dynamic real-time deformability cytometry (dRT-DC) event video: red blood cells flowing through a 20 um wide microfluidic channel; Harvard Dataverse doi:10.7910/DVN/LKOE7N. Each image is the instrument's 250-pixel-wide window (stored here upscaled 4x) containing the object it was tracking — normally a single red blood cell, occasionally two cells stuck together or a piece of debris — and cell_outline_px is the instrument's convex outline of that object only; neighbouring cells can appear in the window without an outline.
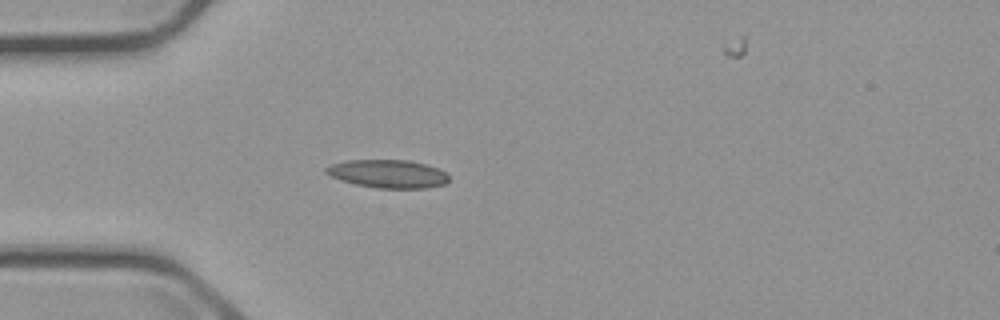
{"species": "common noctule bat (a hibernating species)", "species_latin": "Nyctalus noctula", "temperature_condition": "cold", "stored_images_in_passage": 5, "camera_frame_rate_fps": 3000, "um_per_image_px": 0.085, "animal": {"sex": "male", "body_mass_g": 23.1, "forearm_length_mm": 52.7}, "frame": {"image": 1, "passage_image": 4, "time_ms": 4.333, "image_size_px": [1000, 320], "cell_outline_px": [[448, 180], [444, 184], [428, 188], [376, 188], [356, 184], [340, 180], [324, 172], [324, 168], [332, 164], [348, 160], [408, 160], [424, 164], [448, 172]], "centroid_in_image_um": [32.98, 14.77], "position_along_channel_um": 52.0, "area_um2": 20.11}}